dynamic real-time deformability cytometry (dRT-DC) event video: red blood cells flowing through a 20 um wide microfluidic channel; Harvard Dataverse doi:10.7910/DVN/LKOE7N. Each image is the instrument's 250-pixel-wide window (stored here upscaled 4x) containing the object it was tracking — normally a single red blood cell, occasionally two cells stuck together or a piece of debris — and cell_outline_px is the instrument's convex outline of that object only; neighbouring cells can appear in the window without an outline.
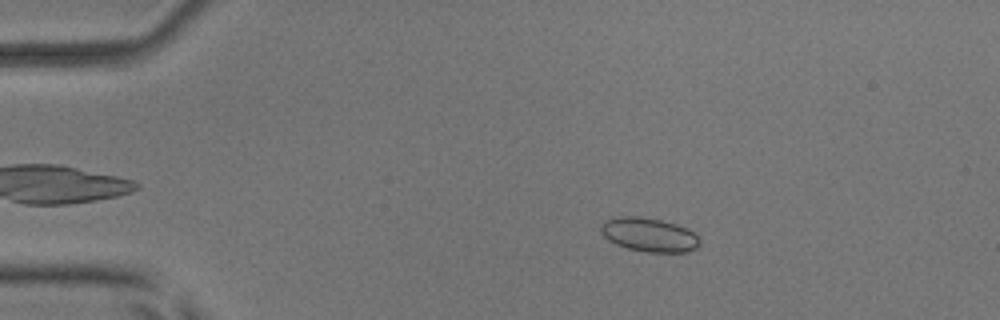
{"species": "common noctule bat (a hibernating species)", "species_latin": "Nyctalus noctula", "temperature_condition": "room temperature", "stored_images_in_passage": 18, "camera_frame_rate_fps": 3000, "um_per_image_px": 0.085, "animal": {"sex": "male", "body_mass_g": 17.9, "forearm_length_mm": 54.2}, "frame": {"image": 1, "passage_image": 10, "time_ms": 3.0, "image_size_px": [1000, 320], "cell_outline_px": [[700, 244], [696, 248], [684, 252], [648, 252], [628, 248], [616, 244], [608, 240], [600, 232], [600, 224], [604, 220], [616, 216], [640, 216], [660, 220], [676, 224], [688, 228], [700, 240]], "centroid_in_image_um": [55.13, 19.94], "position_along_channel_um": 29.9, "area_um2": 19.59}}